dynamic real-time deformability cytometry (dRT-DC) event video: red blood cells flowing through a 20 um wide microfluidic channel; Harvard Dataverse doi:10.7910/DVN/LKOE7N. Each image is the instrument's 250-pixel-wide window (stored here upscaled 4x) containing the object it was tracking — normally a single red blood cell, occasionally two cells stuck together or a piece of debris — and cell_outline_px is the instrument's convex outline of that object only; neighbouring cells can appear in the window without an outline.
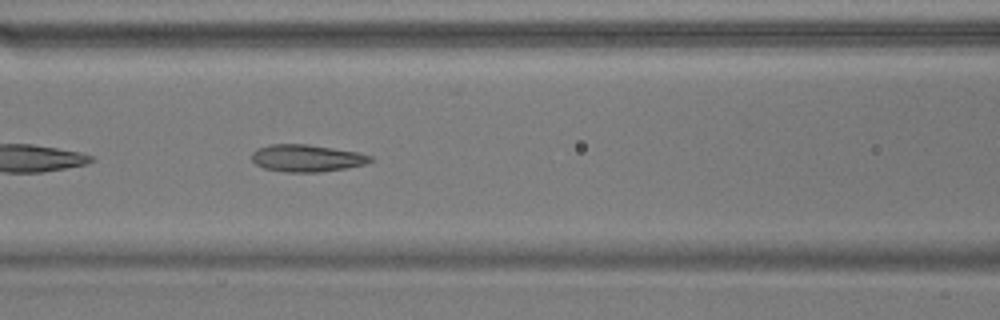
{"species": "common noctule bat (a hibernating species)", "species_latin": "Nyctalus noctula", "temperature_condition": "warm", "stored_images_in_passage": 39, "camera_frame_rate_fps": 3000, "um_per_image_px": 0.085, "animal": {"sex": "male", "body_mass_g": 17.9}, "frame": {"image": 1, "passage_image": 8, "time_ms": 2.333, "image_size_px": [1000, 320], "cell_outline_px": [[372, 160], [364, 164], [348, 168], [320, 172], [284, 172], [264, 168], [256, 164], [252, 160], [252, 152], [268, 144], [308, 144], [356, 152], [372, 156]], "centroid_in_image_um": [26.06, 13.45], "position_along_channel_um": 140.5, "area_um2": 18.67}}
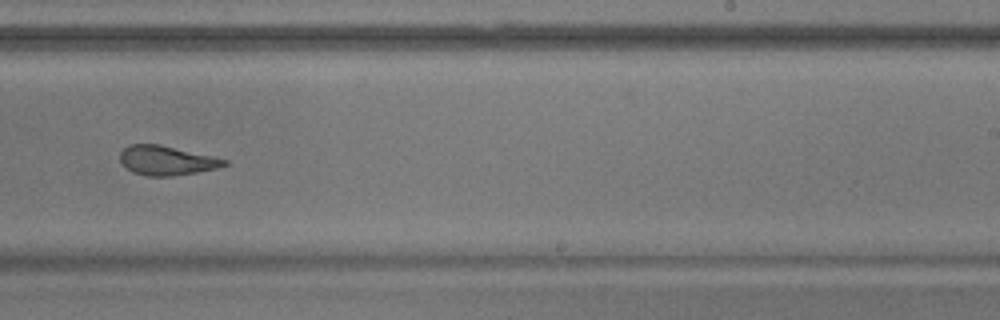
{"frame": {"image": 2, "passage_image": 19, "time_ms": 6.0, "image_size_px": [1000, 320], "cell_outline_px": [[228, 164], [216, 168], [196, 172], [172, 176], [148, 176], [132, 172], [120, 160], [120, 152], [128, 144], [160, 144], [212, 156], [228, 160]], "centroid_in_image_um": [14.15, 13.63], "position_along_channel_um": 274.9, "area_um2": 17.69}}
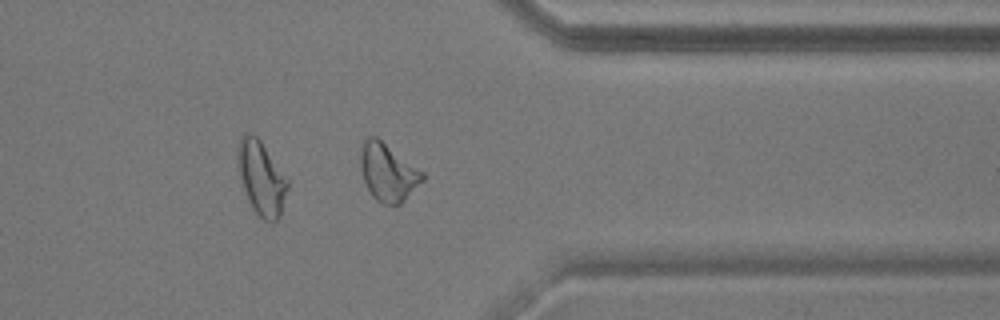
{"frame": {"image": 3, "passage_image": 28, "time_ms": 9.0, "image_size_px": [1000, 320], "cell_outline_px": [[424, 180], [400, 204], [384, 204], [376, 200], [372, 196], [364, 180], [360, 164], [360, 152], [364, 140], [368, 136], [376, 136], [424, 172]], "centroid_in_image_um": [32.97, 14.63], "position_along_channel_um": 378.4, "area_um2": 20.63}, "authors_computed_cell_mechanics": {"area_um2": 19.1318, "velocity_mm_per_s": 3.6668, "shape_relaxation_time_tau1_ms": null, "shape_relaxation_time_tau2_ms": 1.759, "deformation_change_tau1": null, "deformation_change_tau2": 0.1014}}